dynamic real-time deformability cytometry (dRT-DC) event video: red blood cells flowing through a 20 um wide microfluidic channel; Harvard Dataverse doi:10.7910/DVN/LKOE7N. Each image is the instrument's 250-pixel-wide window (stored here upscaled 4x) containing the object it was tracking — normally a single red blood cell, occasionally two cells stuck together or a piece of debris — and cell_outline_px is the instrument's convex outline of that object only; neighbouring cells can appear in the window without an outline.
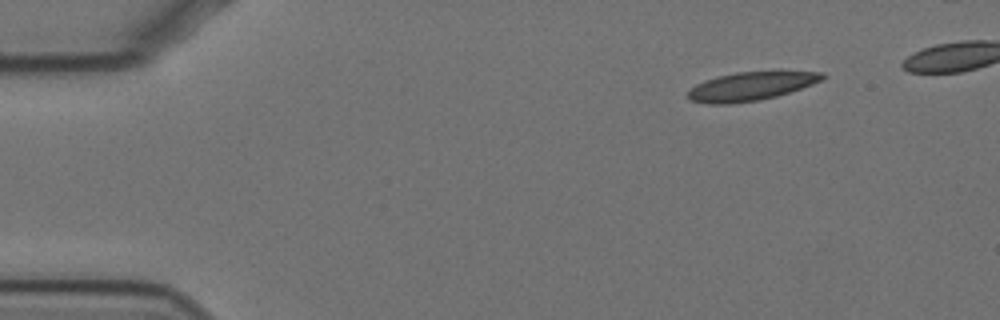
{"species": "Egyptian fruit bat (a non-hibernating species)", "species_latin": "Rousettus aegyptiacus", "temperature_condition": "cold", "stored_images_in_passage": 46, "camera_frame_rate_fps": 3000, "um_per_image_px": 0.085, "animal": {"sex": "female"}, "frame": {"image": 1, "passage_image": 1, "time_ms": 0.0, "image_size_px": [1000, 320], "cell_outline_px": [[828, 76], [824, 80], [776, 96], [760, 100], [728, 104], [708, 104], [688, 100], [688, 92], [696, 84], [704, 80], [716, 76], [736, 72], [780, 68], [824, 72]], "centroid_in_image_um": [63.93, 7.26], "position_along_channel_um": 21.1, "area_um2": 23.52}}
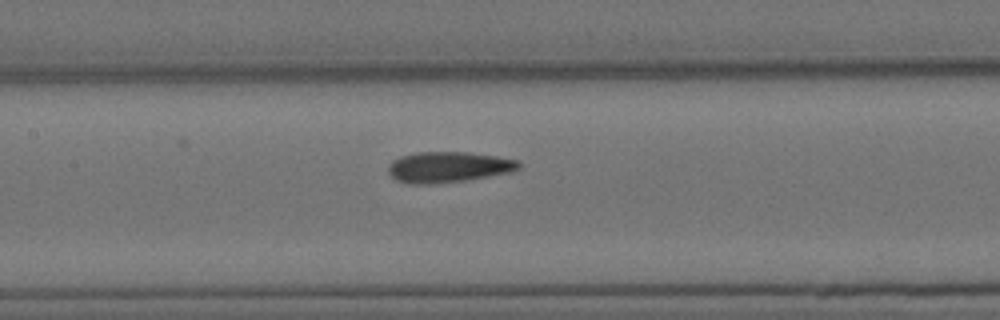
{"frame": {"image": 2, "passage_image": 21, "time_ms": 6.667, "image_size_px": [1000, 320], "cell_outline_px": [[520, 168], [512, 172], [464, 180], [432, 184], [408, 184], [396, 180], [388, 172], [388, 168], [392, 160], [400, 156], [420, 152], [468, 152], [496, 156], [520, 160]], "centroid_in_image_um": [38.11, 14.2], "position_along_channel_um": 169.3, "area_um2": 23.41}}
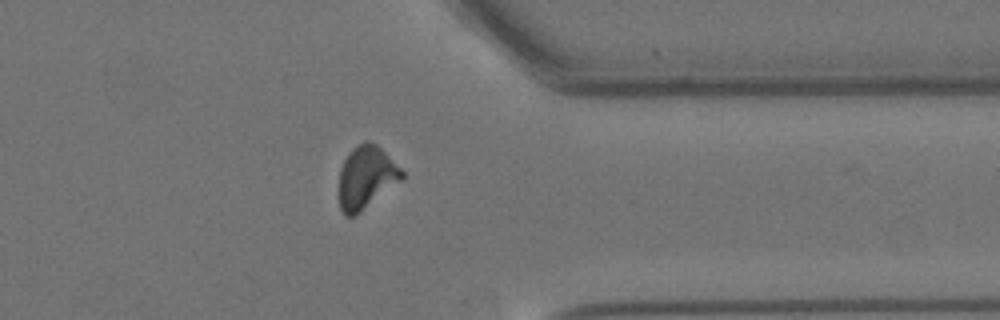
{"frame": {"image": 3, "passage_image": 40, "time_ms": 13.0, "image_size_px": [1000, 320], "cell_outline_px": [[404, 180], [356, 216], [344, 216], [340, 208], [340, 168], [348, 152], [356, 144], [364, 140], [368, 140], [376, 144], [404, 172]], "centroid_in_image_um": [31.14, 15.09], "position_along_channel_um": 380.3, "area_um2": 23.29}}